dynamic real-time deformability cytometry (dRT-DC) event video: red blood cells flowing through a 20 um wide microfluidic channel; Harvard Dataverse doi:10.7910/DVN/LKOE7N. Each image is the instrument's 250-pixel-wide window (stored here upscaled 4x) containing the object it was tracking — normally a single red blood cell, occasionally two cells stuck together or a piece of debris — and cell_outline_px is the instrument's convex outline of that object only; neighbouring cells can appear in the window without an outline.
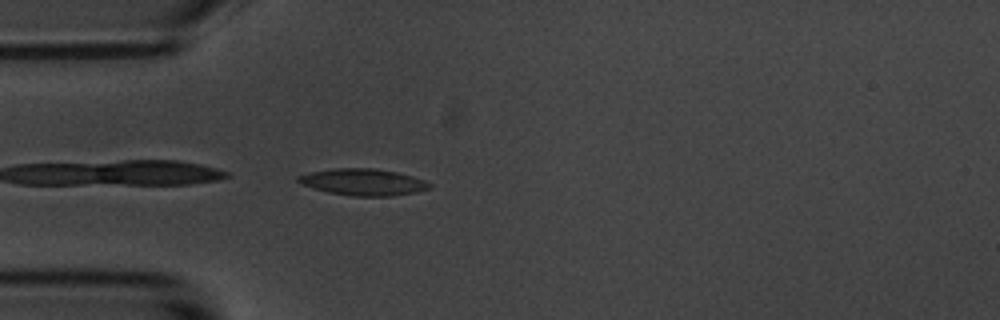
{"species": "common noctule bat (a hibernating species)", "species_latin": "Nyctalus noctula", "temperature_condition": "room temperature", "stored_images_in_passage": 41, "camera_frame_rate_fps": 3000, "um_per_image_px": 0.085, "animal": {"sex": "male", "body_mass_g": 20.1, "forearm_length_mm": 53.5}, "frame": {"image": 1, "passage_image": 1, "time_ms": 0.0, "image_size_px": [1000, 320], "cell_outline_px": [[432, 188], [416, 192], [392, 196], [352, 196], [328, 192], [304, 184], [296, 180], [296, 176], [312, 172], [332, 168], [372, 168], [396, 172], [412, 176], [424, 180], [432, 184]], "centroid_in_image_um": [30.91, 15.47], "position_along_channel_um": 54.1, "area_um2": 20.23}}
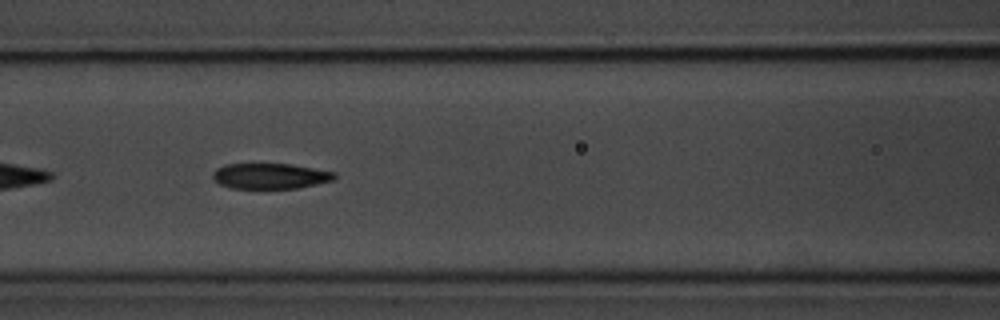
{"frame": {"image": 2, "passage_image": 9, "time_ms": 2.667, "image_size_px": [1000, 320], "cell_outline_px": [[336, 176], [332, 180], [316, 184], [296, 188], [232, 188], [220, 184], [212, 176], [212, 172], [216, 168], [224, 164], [292, 164], [336, 172]], "centroid_in_image_um": [22.96, 14.95], "position_along_channel_um": 143.6, "area_um2": 18.03}}
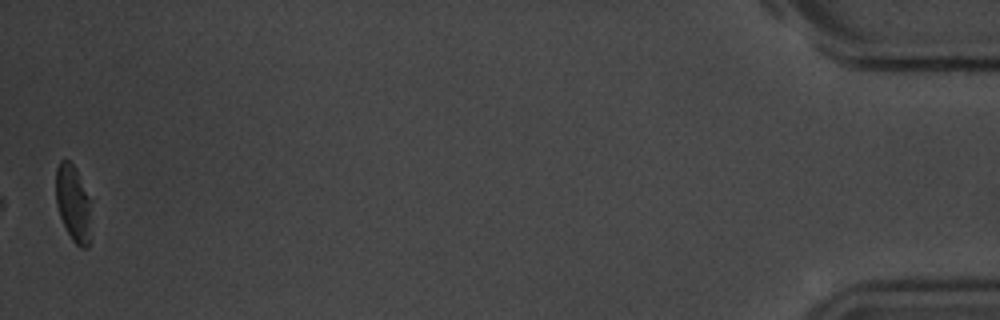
{"frame": {"image": 3, "passage_image": 41, "time_ms": 13.333, "image_size_px": [1000, 320], "cell_outline_px": [[88, 248], [80, 248], [72, 240], [60, 216], [56, 204], [56, 168], [60, 160], [68, 160], [76, 168], [88, 196]], "centroid_in_image_um": [6.16, 17.23], "position_along_channel_um": 429.0, "area_um2": 15.03}, "authors_computed_cell_mechanics": {"area_um2": 19.4786, "velocity_mm_per_s": 3.558, "shape_relaxation_time_tau1_ms": 6.1041, "shape_relaxation_time_tau2_ms": 4.4845, "deformation_change_tau1": 0.1438, "deformation_change_tau2": 0.13}}